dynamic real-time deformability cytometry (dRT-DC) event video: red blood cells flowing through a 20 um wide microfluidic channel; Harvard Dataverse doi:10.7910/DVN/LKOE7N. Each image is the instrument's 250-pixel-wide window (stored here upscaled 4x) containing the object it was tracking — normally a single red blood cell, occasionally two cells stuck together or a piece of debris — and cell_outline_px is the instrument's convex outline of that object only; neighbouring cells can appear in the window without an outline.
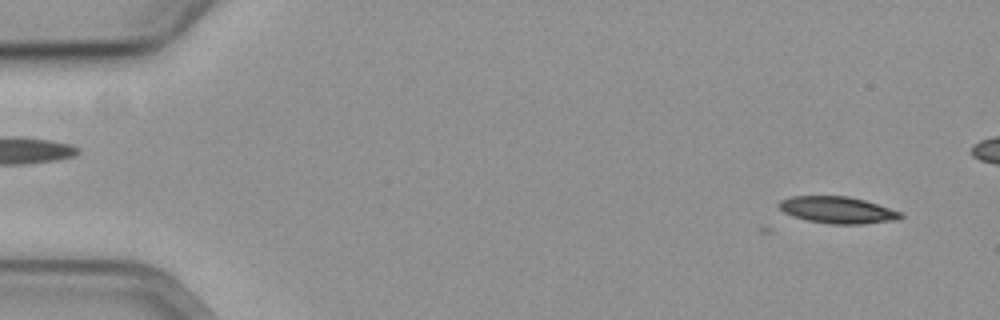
{"species": "common noctule bat (a hibernating species)", "species_latin": "Nyctalus noctula", "temperature_condition": "cold", "stored_images_in_passage": 3, "camera_frame_rate_fps": 3000, "um_per_image_px": 0.085, "animal": {"sex": "female", "body_mass_g": 19.3, "forearm_length_mm": 54.1}, "frame": {"image": 1, "passage_image": 3, "time_ms": 0.667, "image_size_px": [1000, 320], "cell_outline_px": [[904, 216], [896, 220], [860, 224], [832, 224], [808, 220], [792, 216], [784, 212], [780, 208], [780, 200], [792, 196], [848, 196], [864, 200], [900, 212]], "centroid_in_image_um": [71.18, 17.85], "position_along_channel_um": 13.8, "area_um2": 18.67}}